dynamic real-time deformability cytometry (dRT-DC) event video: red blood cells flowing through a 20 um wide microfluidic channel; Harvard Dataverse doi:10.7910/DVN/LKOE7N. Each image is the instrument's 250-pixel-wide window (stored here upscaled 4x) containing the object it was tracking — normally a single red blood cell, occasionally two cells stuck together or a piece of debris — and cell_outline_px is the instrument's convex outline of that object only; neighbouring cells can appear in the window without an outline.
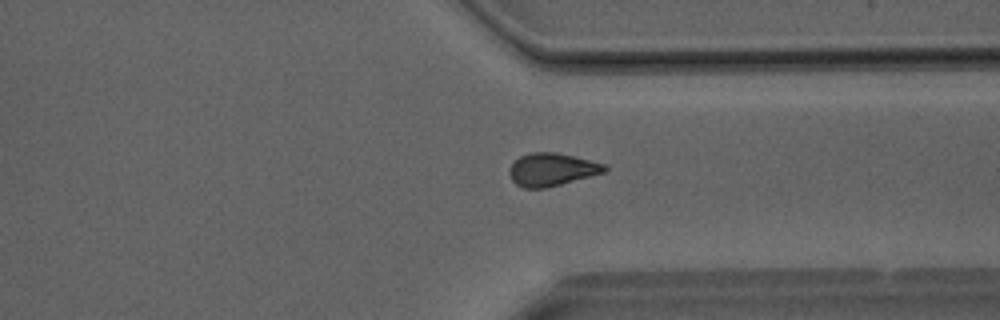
{"species": "Egyptian fruit bat (a non-hibernating species)", "species_latin": "Rousettus aegyptiacus", "temperature_condition": "room temperature", "stored_images_in_passage": 40, "camera_frame_rate_fps": 3000, "um_per_image_px": 0.085, "animal": {"sex": "male"}, "frame": {"image": 1, "passage_image": 31, "time_ms": 10.0, "image_size_px": [1000, 320], "cell_outline_px": [[608, 168], [604, 172], [560, 184], [544, 188], [524, 188], [516, 184], [512, 180], [508, 172], [508, 168], [520, 156], [532, 152], [556, 152], [604, 164]], "centroid_in_image_um": [46.85, 14.41], "position_along_channel_um": 364.6, "area_um2": 17.92}}
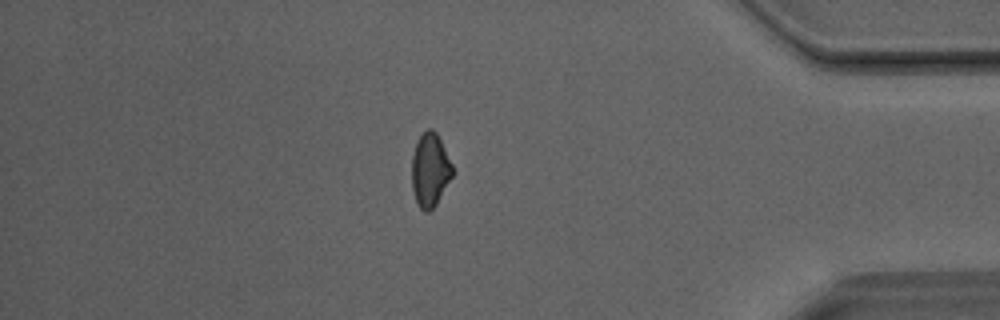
{"frame": {"image": 2, "passage_image": 35, "time_ms": 11.333, "image_size_px": [1000, 320], "cell_outline_px": [[452, 176], [436, 204], [428, 212], [424, 212], [416, 204], [412, 188], [412, 156], [416, 140], [428, 128], [432, 128], [436, 132], [452, 164]], "centroid_in_image_um": [36.53, 14.45], "position_along_channel_um": 398.7, "area_um2": 17.34}}